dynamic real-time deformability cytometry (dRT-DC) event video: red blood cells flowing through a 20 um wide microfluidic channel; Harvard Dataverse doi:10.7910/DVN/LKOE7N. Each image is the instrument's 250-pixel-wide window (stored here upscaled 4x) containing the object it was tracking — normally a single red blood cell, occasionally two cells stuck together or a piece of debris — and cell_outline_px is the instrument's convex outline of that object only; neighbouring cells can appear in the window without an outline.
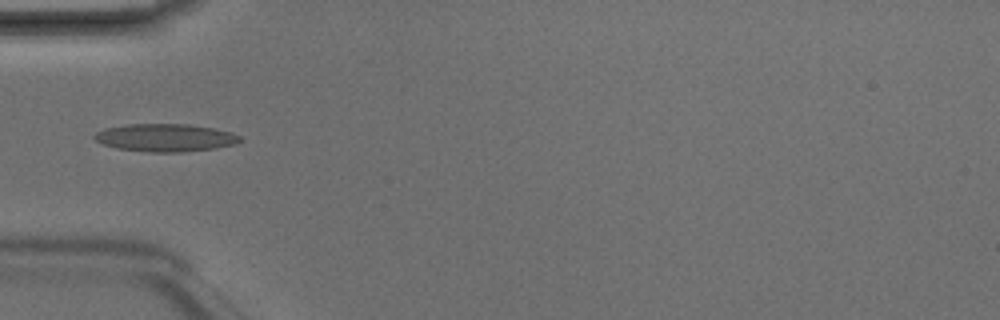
{"species": "Egyptian fruit bat (a non-hibernating species)", "species_latin": "Rousettus aegyptiacus", "temperature_condition": "room temperature", "stored_images_in_passage": 4, "camera_frame_rate_fps": 3000, "um_per_image_px": 0.085, "animal": {"sex": "male"}, "frame": {"image": 1, "passage_image": 4, "time_ms": 1.0, "image_size_px": [1000, 320], "cell_outline_px": [[240, 140], [236, 144], [216, 148], [180, 152], [148, 152], [116, 148], [104, 144], [96, 140], [92, 136], [96, 132], [104, 128], [128, 124], [188, 124], [212, 128], [232, 132], [240, 136]], "centroid_in_image_um": [14.04, 11.7], "position_along_channel_um": 71.0, "area_um2": 23.52}}